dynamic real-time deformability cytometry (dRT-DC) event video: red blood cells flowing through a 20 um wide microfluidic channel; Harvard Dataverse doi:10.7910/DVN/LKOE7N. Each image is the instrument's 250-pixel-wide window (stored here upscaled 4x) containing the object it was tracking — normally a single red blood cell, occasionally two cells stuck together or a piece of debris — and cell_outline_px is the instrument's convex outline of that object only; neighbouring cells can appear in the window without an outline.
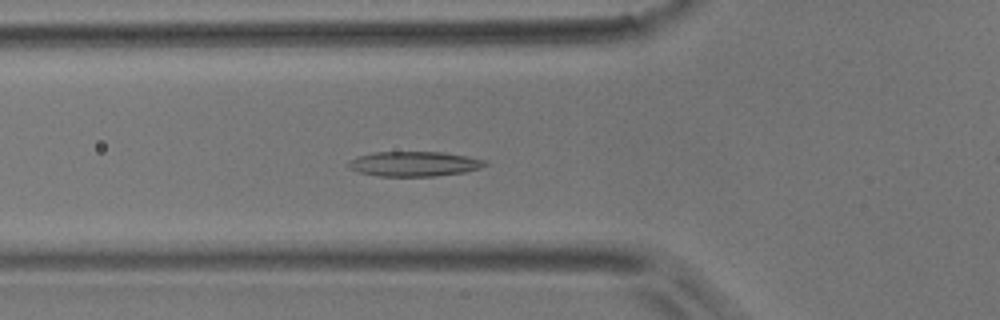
{"species": "common noctule bat (a hibernating species)", "species_latin": "Nyctalus noctula", "temperature_condition": "room temperature", "stored_images_in_passage": 53, "camera_frame_rate_fps": 3000, "um_per_image_px": 0.085, "animal": {"sex": "male", "body_mass_g": 17.9}, "frame": {"image": 1, "passage_image": 18, "time_ms": 5.667, "image_size_px": [1000, 320], "cell_outline_px": [[488, 164], [480, 168], [464, 172], [436, 176], [380, 176], [360, 172], [348, 168], [348, 160], [356, 156], [376, 152], [444, 152], [468, 156], [488, 160]], "centroid_in_image_um": [35.23, 13.92], "position_along_channel_um": 90.6, "area_um2": 19.94}}
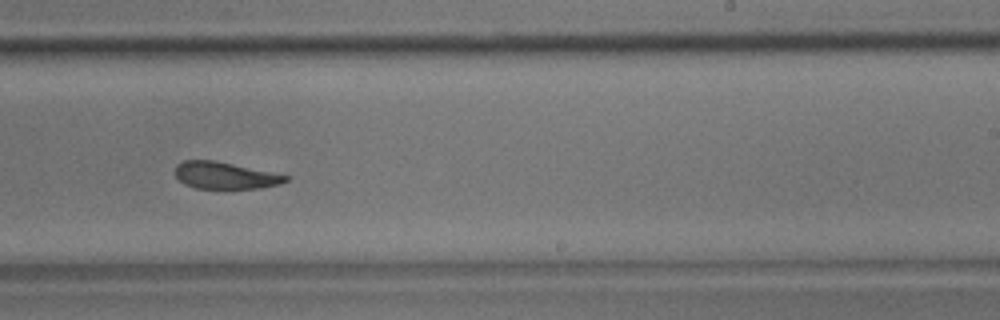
{"frame": {"image": 2, "passage_image": 32, "time_ms": 10.333, "image_size_px": [1000, 320], "cell_outline_px": [[292, 176], [288, 180], [280, 184], [260, 188], [224, 192], [196, 188], [184, 184], [176, 176], [176, 164], [184, 160], [212, 160]], "centroid_in_image_um": [19.15, 14.97], "position_along_channel_um": 269.8, "area_um2": 18.09}}
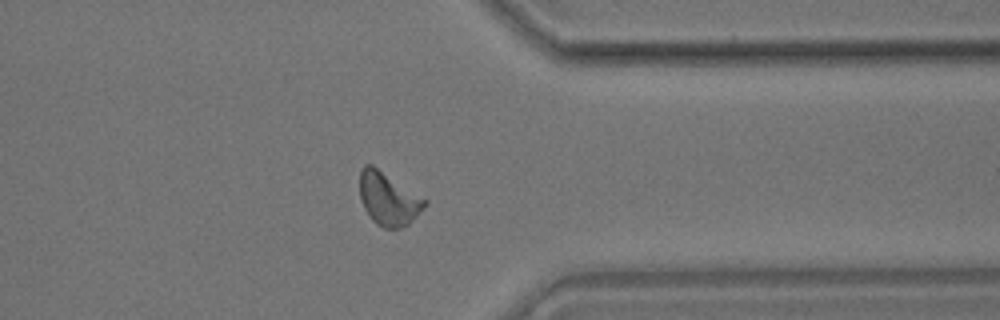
{"frame": {"image": 3, "passage_image": 41, "time_ms": 13.333, "image_size_px": [1000, 320], "cell_outline_px": [[428, 204], [408, 224], [400, 228], [384, 228], [376, 224], [372, 220], [364, 208], [360, 200], [360, 172], [364, 164], [372, 164], [428, 200]], "centroid_in_image_um": [33.01, 16.89], "position_along_channel_um": 378.4, "area_um2": 20.11}, "authors_computed_cell_mechanics": {"area_um2": 19.4208, "velocity_mm_per_s": 3.8329, "shape_relaxation_time_tau1_ms": 6.0129, "shape_relaxation_time_tau2_ms": 2.0417, "deformation_change_tau1": 0.1535, "deformation_change_tau2": 0.0869}}